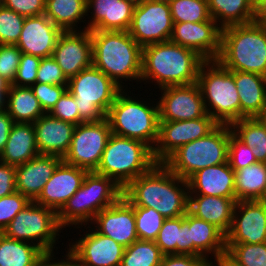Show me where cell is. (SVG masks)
<instances>
[{"instance_id":"cell-60","label":"cell","mask_w":266,"mask_h":266,"mask_svg":"<svg viewBox=\"0 0 266 266\" xmlns=\"http://www.w3.org/2000/svg\"><path fill=\"white\" fill-rule=\"evenodd\" d=\"M127 1L133 3L136 6L142 4L145 0H127Z\"/></svg>"},{"instance_id":"cell-43","label":"cell","mask_w":266,"mask_h":266,"mask_svg":"<svg viewBox=\"0 0 266 266\" xmlns=\"http://www.w3.org/2000/svg\"><path fill=\"white\" fill-rule=\"evenodd\" d=\"M228 162L230 167L237 171L258 162L252 149L240 141L232 132L228 145Z\"/></svg>"},{"instance_id":"cell-47","label":"cell","mask_w":266,"mask_h":266,"mask_svg":"<svg viewBox=\"0 0 266 266\" xmlns=\"http://www.w3.org/2000/svg\"><path fill=\"white\" fill-rule=\"evenodd\" d=\"M49 114L74 125L80 124V113L77 109L76 99L68 90L56 102Z\"/></svg>"},{"instance_id":"cell-27","label":"cell","mask_w":266,"mask_h":266,"mask_svg":"<svg viewBox=\"0 0 266 266\" xmlns=\"http://www.w3.org/2000/svg\"><path fill=\"white\" fill-rule=\"evenodd\" d=\"M235 204L233 198L189 194L188 211L226 235L232 224Z\"/></svg>"},{"instance_id":"cell-57","label":"cell","mask_w":266,"mask_h":266,"mask_svg":"<svg viewBox=\"0 0 266 266\" xmlns=\"http://www.w3.org/2000/svg\"><path fill=\"white\" fill-rule=\"evenodd\" d=\"M9 89H0V111L6 107V99Z\"/></svg>"},{"instance_id":"cell-8","label":"cell","mask_w":266,"mask_h":266,"mask_svg":"<svg viewBox=\"0 0 266 266\" xmlns=\"http://www.w3.org/2000/svg\"><path fill=\"white\" fill-rule=\"evenodd\" d=\"M156 163L153 150L147 144L112 133L95 172L113 179L124 189Z\"/></svg>"},{"instance_id":"cell-25","label":"cell","mask_w":266,"mask_h":266,"mask_svg":"<svg viewBox=\"0 0 266 266\" xmlns=\"http://www.w3.org/2000/svg\"><path fill=\"white\" fill-rule=\"evenodd\" d=\"M189 194L235 197V175L229 162L198 170L187 179Z\"/></svg>"},{"instance_id":"cell-1","label":"cell","mask_w":266,"mask_h":266,"mask_svg":"<svg viewBox=\"0 0 266 266\" xmlns=\"http://www.w3.org/2000/svg\"><path fill=\"white\" fill-rule=\"evenodd\" d=\"M180 184V185H179ZM123 197L132 205L153 208L165 219L184 216L188 212L187 180L156 163L123 189Z\"/></svg>"},{"instance_id":"cell-36","label":"cell","mask_w":266,"mask_h":266,"mask_svg":"<svg viewBox=\"0 0 266 266\" xmlns=\"http://www.w3.org/2000/svg\"><path fill=\"white\" fill-rule=\"evenodd\" d=\"M232 133L245 145L259 162H266V124L259 118H242L231 125Z\"/></svg>"},{"instance_id":"cell-38","label":"cell","mask_w":266,"mask_h":266,"mask_svg":"<svg viewBox=\"0 0 266 266\" xmlns=\"http://www.w3.org/2000/svg\"><path fill=\"white\" fill-rule=\"evenodd\" d=\"M162 257L155 241L137 240L125 248L121 266H160Z\"/></svg>"},{"instance_id":"cell-13","label":"cell","mask_w":266,"mask_h":266,"mask_svg":"<svg viewBox=\"0 0 266 266\" xmlns=\"http://www.w3.org/2000/svg\"><path fill=\"white\" fill-rule=\"evenodd\" d=\"M173 24L168 0H145L135 6L128 33L144 47L169 41Z\"/></svg>"},{"instance_id":"cell-34","label":"cell","mask_w":266,"mask_h":266,"mask_svg":"<svg viewBox=\"0 0 266 266\" xmlns=\"http://www.w3.org/2000/svg\"><path fill=\"white\" fill-rule=\"evenodd\" d=\"M211 18L221 27L249 24L254 18V0H207Z\"/></svg>"},{"instance_id":"cell-52","label":"cell","mask_w":266,"mask_h":266,"mask_svg":"<svg viewBox=\"0 0 266 266\" xmlns=\"http://www.w3.org/2000/svg\"><path fill=\"white\" fill-rule=\"evenodd\" d=\"M160 266H211L204 257L173 254L163 255Z\"/></svg>"},{"instance_id":"cell-22","label":"cell","mask_w":266,"mask_h":266,"mask_svg":"<svg viewBox=\"0 0 266 266\" xmlns=\"http://www.w3.org/2000/svg\"><path fill=\"white\" fill-rule=\"evenodd\" d=\"M62 33L45 14L26 17L16 46L23 54L51 57Z\"/></svg>"},{"instance_id":"cell-24","label":"cell","mask_w":266,"mask_h":266,"mask_svg":"<svg viewBox=\"0 0 266 266\" xmlns=\"http://www.w3.org/2000/svg\"><path fill=\"white\" fill-rule=\"evenodd\" d=\"M36 146L40 155H55L62 159L69 151L76 125L45 113L34 123Z\"/></svg>"},{"instance_id":"cell-62","label":"cell","mask_w":266,"mask_h":266,"mask_svg":"<svg viewBox=\"0 0 266 266\" xmlns=\"http://www.w3.org/2000/svg\"><path fill=\"white\" fill-rule=\"evenodd\" d=\"M3 7V0H0V9Z\"/></svg>"},{"instance_id":"cell-41","label":"cell","mask_w":266,"mask_h":266,"mask_svg":"<svg viewBox=\"0 0 266 266\" xmlns=\"http://www.w3.org/2000/svg\"><path fill=\"white\" fill-rule=\"evenodd\" d=\"M25 18L4 6L0 9V45L17 44Z\"/></svg>"},{"instance_id":"cell-17","label":"cell","mask_w":266,"mask_h":266,"mask_svg":"<svg viewBox=\"0 0 266 266\" xmlns=\"http://www.w3.org/2000/svg\"><path fill=\"white\" fill-rule=\"evenodd\" d=\"M266 242V200L237 201L226 243Z\"/></svg>"},{"instance_id":"cell-49","label":"cell","mask_w":266,"mask_h":266,"mask_svg":"<svg viewBox=\"0 0 266 266\" xmlns=\"http://www.w3.org/2000/svg\"><path fill=\"white\" fill-rule=\"evenodd\" d=\"M36 82L51 85H68V79L52 56L41 59L37 70Z\"/></svg>"},{"instance_id":"cell-12","label":"cell","mask_w":266,"mask_h":266,"mask_svg":"<svg viewBox=\"0 0 266 266\" xmlns=\"http://www.w3.org/2000/svg\"><path fill=\"white\" fill-rule=\"evenodd\" d=\"M111 134L106 118L76 125L69 151L62 160L88 172L96 171Z\"/></svg>"},{"instance_id":"cell-50","label":"cell","mask_w":266,"mask_h":266,"mask_svg":"<svg viewBox=\"0 0 266 266\" xmlns=\"http://www.w3.org/2000/svg\"><path fill=\"white\" fill-rule=\"evenodd\" d=\"M46 0H3V6L16 13L31 17L45 13Z\"/></svg>"},{"instance_id":"cell-10","label":"cell","mask_w":266,"mask_h":266,"mask_svg":"<svg viewBox=\"0 0 266 266\" xmlns=\"http://www.w3.org/2000/svg\"><path fill=\"white\" fill-rule=\"evenodd\" d=\"M67 90L76 99L81 124L106 118L122 89L92 64L68 79Z\"/></svg>"},{"instance_id":"cell-53","label":"cell","mask_w":266,"mask_h":266,"mask_svg":"<svg viewBox=\"0 0 266 266\" xmlns=\"http://www.w3.org/2000/svg\"><path fill=\"white\" fill-rule=\"evenodd\" d=\"M176 254L193 255V241L189 229V211L181 216L179 243H176Z\"/></svg>"},{"instance_id":"cell-48","label":"cell","mask_w":266,"mask_h":266,"mask_svg":"<svg viewBox=\"0 0 266 266\" xmlns=\"http://www.w3.org/2000/svg\"><path fill=\"white\" fill-rule=\"evenodd\" d=\"M34 95L45 113H49L60 97L67 91V85H51L36 82L31 86Z\"/></svg>"},{"instance_id":"cell-46","label":"cell","mask_w":266,"mask_h":266,"mask_svg":"<svg viewBox=\"0 0 266 266\" xmlns=\"http://www.w3.org/2000/svg\"><path fill=\"white\" fill-rule=\"evenodd\" d=\"M21 54L22 52L16 45H0V75L10 84L16 76Z\"/></svg>"},{"instance_id":"cell-40","label":"cell","mask_w":266,"mask_h":266,"mask_svg":"<svg viewBox=\"0 0 266 266\" xmlns=\"http://www.w3.org/2000/svg\"><path fill=\"white\" fill-rule=\"evenodd\" d=\"M139 240L155 241L165 218L153 208L133 206Z\"/></svg>"},{"instance_id":"cell-14","label":"cell","mask_w":266,"mask_h":266,"mask_svg":"<svg viewBox=\"0 0 266 266\" xmlns=\"http://www.w3.org/2000/svg\"><path fill=\"white\" fill-rule=\"evenodd\" d=\"M218 125L208 113L193 120L160 121L158 140L153 148L155 161L163 163L179 147L205 137Z\"/></svg>"},{"instance_id":"cell-18","label":"cell","mask_w":266,"mask_h":266,"mask_svg":"<svg viewBox=\"0 0 266 266\" xmlns=\"http://www.w3.org/2000/svg\"><path fill=\"white\" fill-rule=\"evenodd\" d=\"M221 29L213 19L174 23L170 41L194 50L205 61L216 60L220 53Z\"/></svg>"},{"instance_id":"cell-31","label":"cell","mask_w":266,"mask_h":266,"mask_svg":"<svg viewBox=\"0 0 266 266\" xmlns=\"http://www.w3.org/2000/svg\"><path fill=\"white\" fill-rule=\"evenodd\" d=\"M48 256L35 244L0 233V266H45Z\"/></svg>"},{"instance_id":"cell-9","label":"cell","mask_w":266,"mask_h":266,"mask_svg":"<svg viewBox=\"0 0 266 266\" xmlns=\"http://www.w3.org/2000/svg\"><path fill=\"white\" fill-rule=\"evenodd\" d=\"M231 126L219 124L205 137L179 147L163 164L180 178L187 180L200 169L228 162Z\"/></svg>"},{"instance_id":"cell-30","label":"cell","mask_w":266,"mask_h":266,"mask_svg":"<svg viewBox=\"0 0 266 266\" xmlns=\"http://www.w3.org/2000/svg\"><path fill=\"white\" fill-rule=\"evenodd\" d=\"M35 138L33 123H14L0 161L18 166L40 155Z\"/></svg>"},{"instance_id":"cell-21","label":"cell","mask_w":266,"mask_h":266,"mask_svg":"<svg viewBox=\"0 0 266 266\" xmlns=\"http://www.w3.org/2000/svg\"><path fill=\"white\" fill-rule=\"evenodd\" d=\"M87 172L62 160L34 202L58 213L81 187Z\"/></svg>"},{"instance_id":"cell-45","label":"cell","mask_w":266,"mask_h":266,"mask_svg":"<svg viewBox=\"0 0 266 266\" xmlns=\"http://www.w3.org/2000/svg\"><path fill=\"white\" fill-rule=\"evenodd\" d=\"M41 59L42 58L38 56L22 53L16 76L11 85L19 87H31L34 85L36 83L37 70L39 68Z\"/></svg>"},{"instance_id":"cell-54","label":"cell","mask_w":266,"mask_h":266,"mask_svg":"<svg viewBox=\"0 0 266 266\" xmlns=\"http://www.w3.org/2000/svg\"><path fill=\"white\" fill-rule=\"evenodd\" d=\"M14 121L8 112L0 111V154L4 151Z\"/></svg>"},{"instance_id":"cell-4","label":"cell","mask_w":266,"mask_h":266,"mask_svg":"<svg viewBox=\"0 0 266 266\" xmlns=\"http://www.w3.org/2000/svg\"><path fill=\"white\" fill-rule=\"evenodd\" d=\"M216 60L230 71L266 77V26L252 22L222 28Z\"/></svg>"},{"instance_id":"cell-23","label":"cell","mask_w":266,"mask_h":266,"mask_svg":"<svg viewBox=\"0 0 266 266\" xmlns=\"http://www.w3.org/2000/svg\"><path fill=\"white\" fill-rule=\"evenodd\" d=\"M88 18L83 30L128 31L135 5L127 0H87ZM93 9V10H92Z\"/></svg>"},{"instance_id":"cell-26","label":"cell","mask_w":266,"mask_h":266,"mask_svg":"<svg viewBox=\"0 0 266 266\" xmlns=\"http://www.w3.org/2000/svg\"><path fill=\"white\" fill-rule=\"evenodd\" d=\"M61 161L62 158L55 155H38L16 166L17 192L34 202Z\"/></svg>"},{"instance_id":"cell-2","label":"cell","mask_w":266,"mask_h":266,"mask_svg":"<svg viewBox=\"0 0 266 266\" xmlns=\"http://www.w3.org/2000/svg\"><path fill=\"white\" fill-rule=\"evenodd\" d=\"M205 60L194 50L169 41L142 47L140 80L168 86L197 83L198 71ZM149 82H148V81Z\"/></svg>"},{"instance_id":"cell-37","label":"cell","mask_w":266,"mask_h":266,"mask_svg":"<svg viewBox=\"0 0 266 266\" xmlns=\"http://www.w3.org/2000/svg\"><path fill=\"white\" fill-rule=\"evenodd\" d=\"M225 259L232 266H266V242L226 243Z\"/></svg>"},{"instance_id":"cell-32","label":"cell","mask_w":266,"mask_h":266,"mask_svg":"<svg viewBox=\"0 0 266 266\" xmlns=\"http://www.w3.org/2000/svg\"><path fill=\"white\" fill-rule=\"evenodd\" d=\"M237 201L266 200V162H256L234 171Z\"/></svg>"},{"instance_id":"cell-42","label":"cell","mask_w":266,"mask_h":266,"mask_svg":"<svg viewBox=\"0 0 266 266\" xmlns=\"http://www.w3.org/2000/svg\"><path fill=\"white\" fill-rule=\"evenodd\" d=\"M181 216L165 219L158 232L155 244L163 255L176 254V243H179Z\"/></svg>"},{"instance_id":"cell-16","label":"cell","mask_w":266,"mask_h":266,"mask_svg":"<svg viewBox=\"0 0 266 266\" xmlns=\"http://www.w3.org/2000/svg\"><path fill=\"white\" fill-rule=\"evenodd\" d=\"M159 104L160 121L193 120L207 112L197 83L161 88Z\"/></svg>"},{"instance_id":"cell-3","label":"cell","mask_w":266,"mask_h":266,"mask_svg":"<svg viewBox=\"0 0 266 266\" xmlns=\"http://www.w3.org/2000/svg\"><path fill=\"white\" fill-rule=\"evenodd\" d=\"M92 64L122 90L127 80L141 83L142 47L128 31H91Z\"/></svg>"},{"instance_id":"cell-11","label":"cell","mask_w":266,"mask_h":266,"mask_svg":"<svg viewBox=\"0 0 266 266\" xmlns=\"http://www.w3.org/2000/svg\"><path fill=\"white\" fill-rule=\"evenodd\" d=\"M62 229L55 210L30 202L13 218L2 233L11 239L35 244L48 257H51L54 256L57 236H60L59 232L61 233Z\"/></svg>"},{"instance_id":"cell-44","label":"cell","mask_w":266,"mask_h":266,"mask_svg":"<svg viewBox=\"0 0 266 266\" xmlns=\"http://www.w3.org/2000/svg\"><path fill=\"white\" fill-rule=\"evenodd\" d=\"M30 202L27 197L17 191L0 198V233Z\"/></svg>"},{"instance_id":"cell-7","label":"cell","mask_w":266,"mask_h":266,"mask_svg":"<svg viewBox=\"0 0 266 266\" xmlns=\"http://www.w3.org/2000/svg\"><path fill=\"white\" fill-rule=\"evenodd\" d=\"M206 112L218 123L231 125L240 120V99L234 81V71L217 60L204 61L198 71Z\"/></svg>"},{"instance_id":"cell-29","label":"cell","mask_w":266,"mask_h":266,"mask_svg":"<svg viewBox=\"0 0 266 266\" xmlns=\"http://www.w3.org/2000/svg\"><path fill=\"white\" fill-rule=\"evenodd\" d=\"M189 229L193 241V256L204 257L211 264L225 258L226 235L220 229L190 212ZM210 254L214 256V262L209 260Z\"/></svg>"},{"instance_id":"cell-19","label":"cell","mask_w":266,"mask_h":266,"mask_svg":"<svg viewBox=\"0 0 266 266\" xmlns=\"http://www.w3.org/2000/svg\"><path fill=\"white\" fill-rule=\"evenodd\" d=\"M93 224L98 233L112 238L125 248L139 240L133 206L123 196L99 212L87 228Z\"/></svg>"},{"instance_id":"cell-55","label":"cell","mask_w":266,"mask_h":266,"mask_svg":"<svg viewBox=\"0 0 266 266\" xmlns=\"http://www.w3.org/2000/svg\"><path fill=\"white\" fill-rule=\"evenodd\" d=\"M253 23L266 26V0H254Z\"/></svg>"},{"instance_id":"cell-5","label":"cell","mask_w":266,"mask_h":266,"mask_svg":"<svg viewBox=\"0 0 266 266\" xmlns=\"http://www.w3.org/2000/svg\"><path fill=\"white\" fill-rule=\"evenodd\" d=\"M122 196L123 188L113 179L95 171L87 172L81 187L58 212V222L63 229L73 225H78L74 228L87 226L99 212Z\"/></svg>"},{"instance_id":"cell-15","label":"cell","mask_w":266,"mask_h":266,"mask_svg":"<svg viewBox=\"0 0 266 266\" xmlns=\"http://www.w3.org/2000/svg\"><path fill=\"white\" fill-rule=\"evenodd\" d=\"M89 230L75 243H68L66 255L78 266H121L125 247L92 227Z\"/></svg>"},{"instance_id":"cell-33","label":"cell","mask_w":266,"mask_h":266,"mask_svg":"<svg viewBox=\"0 0 266 266\" xmlns=\"http://www.w3.org/2000/svg\"><path fill=\"white\" fill-rule=\"evenodd\" d=\"M5 110L14 123H34L45 114L31 87L10 85Z\"/></svg>"},{"instance_id":"cell-39","label":"cell","mask_w":266,"mask_h":266,"mask_svg":"<svg viewBox=\"0 0 266 266\" xmlns=\"http://www.w3.org/2000/svg\"><path fill=\"white\" fill-rule=\"evenodd\" d=\"M173 23L211 20L207 0H168Z\"/></svg>"},{"instance_id":"cell-51","label":"cell","mask_w":266,"mask_h":266,"mask_svg":"<svg viewBox=\"0 0 266 266\" xmlns=\"http://www.w3.org/2000/svg\"><path fill=\"white\" fill-rule=\"evenodd\" d=\"M16 191V166L0 161V198Z\"/></svg>"},{"instance_id":"cell-28","label":"cell","mask_w":266,"mask_h":266,"mask_svg":"<svg viewBox=\"0 0 266 266\" xmlns=\"http://www.w3.org/2000/svg\"><path fill=\"white\" fill-rule=\"evenodd\" d=\"M234 81L240 99V119L260 117L266 107V77L234 71Z\"/></svg>"},{"instance_id":"cell-59","label":"cell","mask_w":266,"mask_h":266,"mask_svg":"<svg viewBox=\"0 0 266 266\" xmlns=\"http://www.w3.org/2000/svg\"><path fill=\"white\" fill-rule=\"evenodd\" d=\"M211 266H232L225 258L219 260L216 263H212Z\"/></svg>"},{"instance_id":"cell-35","label":"cell","mask_w":266,"mask_h":266,"mask_svg":"<svg viewBox=\"0 0 266 266\" xmlns=\"http://www.w3.org/2000/svg\"><path fill=\"white\" fill-rule=\"evenodd\" d=\"M86 3L87 0H46L44 14L63 31H78L77 23L86 21Z\"/></svg>"},{"instance_id":"cell-20","label":"cell","mask_w":266,"mask_h":266,"mask_svg":"<svg viewBox=\"0 0 266 266\" xmlns=\"http://www.w3.org/2000/svg\"><path fill=\"white\" fill-rule=\"evenodd\" d=\"M52 57L67 79L92 65L91 31H63Z\"/></svg>"},{"instance_id":"cell-56","label":"cell","mask_w":266,"mask_h":266,"mask_svg":"<svg viewBox=\"0 0 266 266\" xmlns=\"http://www.w3.org/2000/svg\"><path fill=\"white\" fill-rule=\"evenodd\" d=\"M65 258L61 260H55L54 256L48 257L45 266H78L71 258H69L67 255L62 256Z\"/></svg>"},{"instance_id":"cell-6","label":"cell","mask_w":266,"mask_h":266,"mask_svg":"<svg viewBox=\"0 0 266 266\" xmlns=\"http://www.w3.org/2000/svg\"><path fill=\"white\" fill-rule=\"evenodd\" d=\"M124 89L117 94L106 114L110 129L113 134L139 140L153 150L159 135L158 101L147 105L146 101L129 96Z\"/></svg>"},{"instance_id":"cell-58","label":"cell","mask_w":266,"mask_h":266,"mask_svg":"<svg viewBox=\"0 0 266 266\" xmlns=\"http://www.w3.org/2000/svg\"><path fill=\"white\" fill-rule=\"evenodd\" d=\"M10 83L4 79L3 77H0V89H9Z\"/></svg>"},{"instance_id":"cell-61","label":"cell","mask_w":266,"mask_h":266,"mask_svg":"<svg viewBox=\"0 0 266 266\" xmlns=\"http://www.w3.org/2000/svg\"><path fill=\"white\" fill-rule=\"evenodd\" d=\"M259 118L266 124V107L264 109L263 114Z\"/></svg>"}]
</instances>
